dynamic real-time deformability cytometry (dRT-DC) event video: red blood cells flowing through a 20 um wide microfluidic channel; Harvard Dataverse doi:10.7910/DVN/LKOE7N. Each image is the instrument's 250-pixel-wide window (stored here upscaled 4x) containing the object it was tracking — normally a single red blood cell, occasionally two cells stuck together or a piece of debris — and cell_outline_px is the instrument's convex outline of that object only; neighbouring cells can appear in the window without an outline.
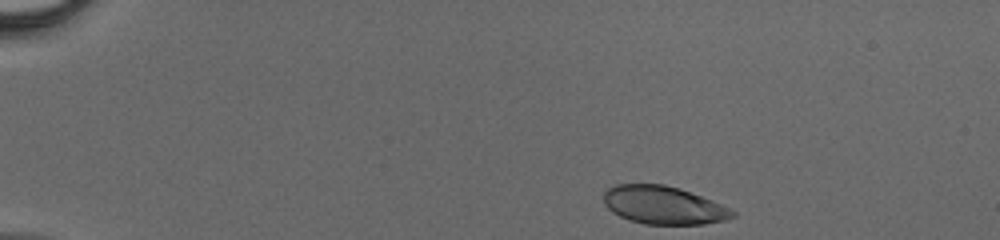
{"species": "human", "species_latin": "Homo sapiens", "temperature_condition": "cold", "stored_images_in_passage": 39, "camera_frame_rate_fps": 3000, "um_per_image_px": 0.085, "donor": {"sex": "male"}, "frame": {"image": 1, "passage_image": 1, "time_ms": 0.0, "image_size_px": [1000, 240], "cell_outline_px": [[736, 216], [724, 220], [704, 224], [644, 224], [628, 220], [612, 212], [604, 204], [604, 192], [608, 188], [616, 184], [664, 184], [680, 188], [712, 200], [732, 208], [736, 212]], "centroid_in_image_um": [56.41, 17.44], "position_along_channel_um": 28.6, "area_um2": 28.78}}
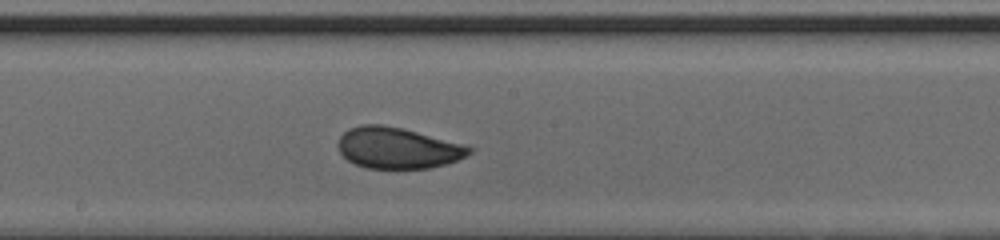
{"frame": {"image": 2, "passage_image": 20, "time_ms": 6.333, "image_size_px": [1000, 240], "cell_outline_px": [[472, 152], [448, 164], [428, 168], [368, 168], [356, 164], [348, 160], [340, 152], [336, 144], [340, 136], [348, 128], [360, 124], [380, 124], [404, 128], [468, 144], [472, 148]], "centroid_in_image_um": [33.82, 12.55], "position_along_channel_um": 214.4, "area_um2": 31.79}}
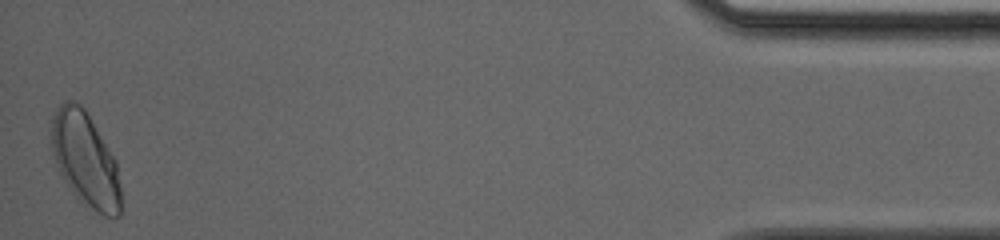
{"frame": {"image": 3, "passage_image": 39, "time_ms": 12.667, "image_size_px": [1000, 240], "cell_outline_px": [[120, 216], [104, 216], [84, 204], [72, 192], [64, 180], [56, 164], [52, 148], [52, 116], [60, 104], [64, 100], [72, 100], [80, 104], [84, 108], [116, 160], [120, 184]], "centroid_in_image_um": [7.25, 13.55], "position_along_channel_um": 427.9, "area_um2": 37.69}}